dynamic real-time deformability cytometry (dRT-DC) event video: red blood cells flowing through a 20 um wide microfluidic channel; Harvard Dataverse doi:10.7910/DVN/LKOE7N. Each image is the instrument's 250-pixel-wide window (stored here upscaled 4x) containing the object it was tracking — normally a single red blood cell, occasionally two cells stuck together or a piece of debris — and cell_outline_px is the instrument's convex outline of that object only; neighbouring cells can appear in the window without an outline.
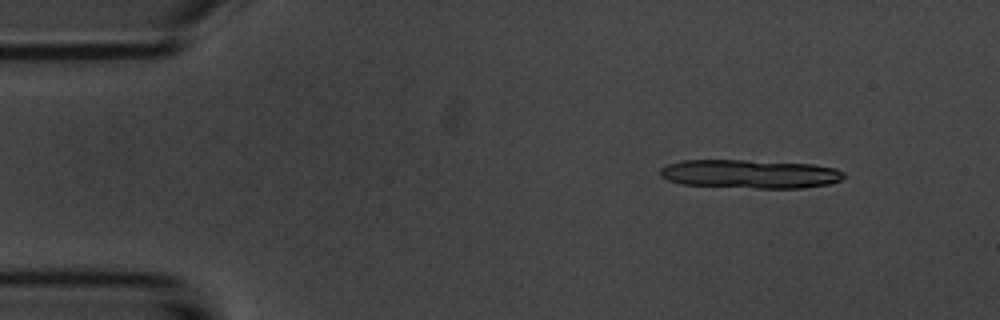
{"species": "common noctule bat (a hibernating species)", "species_latin": "Nyctalus noctula", "temperature_condition": "room temperature", "stored_images_in_passage": 2, "camera_frame_rate_fps": 3000, "um_per_image_px": 0.085, "animal": {"sex": "male", "body_mass_g": 20.1, "forearm_length_mm": 53.5}, "frame": {"image": 1, "passage_image": 2, "time_ms": 1.333, "image_size_px": [1000, 320], "cell_outline_px": [[844, 176], [840, 180], [828, 184], [804, 188], [756, 188], [680, 184], [668, 180], [660, 176], [660, 168], [668, 164], [684, 160], [744, 160], [812, 164], [836, 168], [844, 172]], "centroid_in_image_um": [63.74, 14.79], "position_along_channel_um": 21.3, "area_um2": 30.69}}